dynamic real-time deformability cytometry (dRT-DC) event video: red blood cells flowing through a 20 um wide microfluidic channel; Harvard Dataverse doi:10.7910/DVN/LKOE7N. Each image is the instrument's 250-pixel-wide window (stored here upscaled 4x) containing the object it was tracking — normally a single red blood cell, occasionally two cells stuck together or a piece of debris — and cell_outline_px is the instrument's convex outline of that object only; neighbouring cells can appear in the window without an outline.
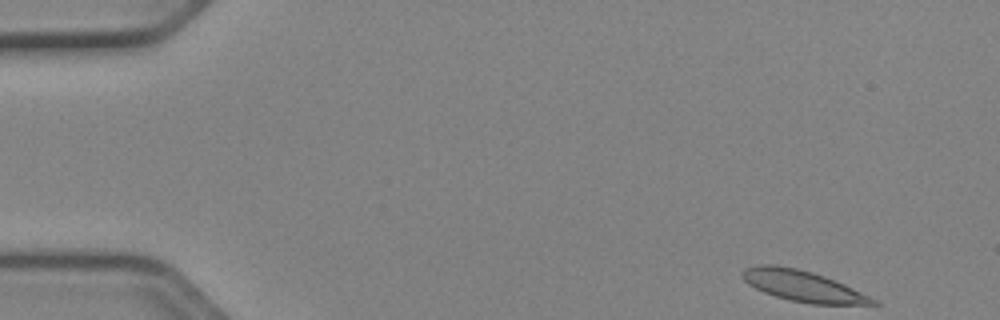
{"species": "Egyptian fruit bat (a non-hibernating species)", "species_latin": "Rousettus aegyptiacus", "temperature_condition": "cold", "stored_images_in_passage": 49, "camera_frame_rate_fps": 3000, "um_per_image_px": 0.085, "animal": {"sex": "female"}, "frame": {"image": 1, "passage_image": 1, "time_ms": 0.0, "image_size_px": [1000, 320], "cell_outline_px": [[880, 304], [812, 304], [792, 300], [776, 296], [764, 292], [748, 284], [740, 276], [740, 272], [744, 268], [756, 264], [776, 264], [796, 268], [812, 272], [836, 280], [876, 300]], "centroid_in_image_um": [68.16, 24.28], "position_along_channel_um": 16.8, "area_um2": 23.35}}
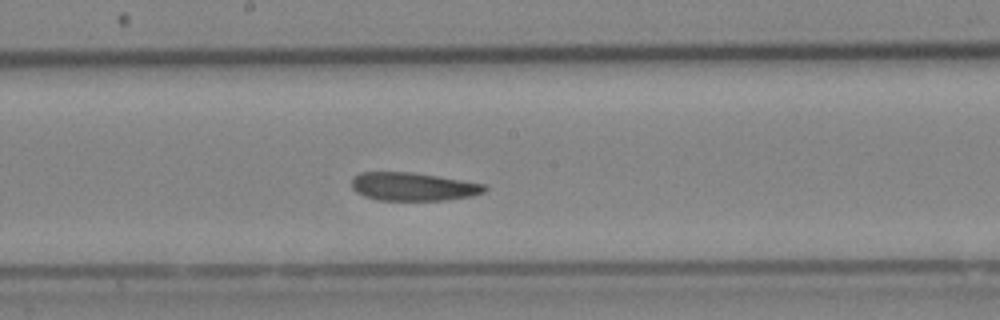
{"frame": {"image": 2, "passage_image": 25, "time_ms": 8.0, "image_size_px": [1000, 320], "cell_outline_px": [[488, 188], [484, 192], [472, 196], [444, 200], [376, 200], [364, 196], [356, 192], [352, 188], [352, 176], [360, 172], [412, 172], [484, 184]], "centroid_in_image_um": [35.07, 15.86], "position_along_channel_um": 213.1, "area_um2": 21.85}}
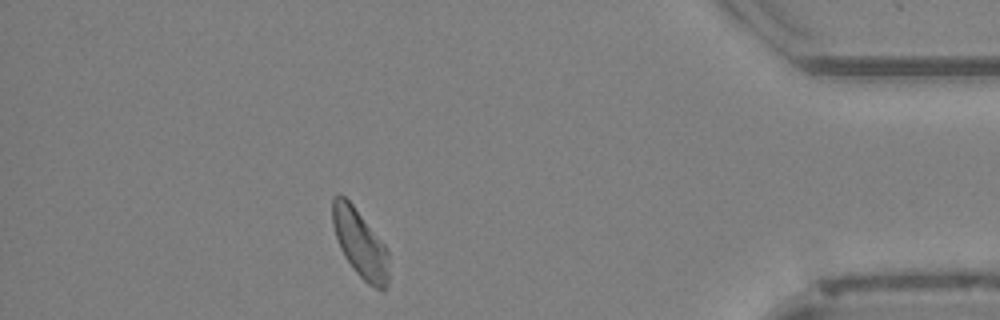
{"frame": {"image": 3, "passage_image": 43, "time_ms": 14.0, "image_size_px": [1000, 320], "cell_outline_px": [[388, 284], [384, 292], [380, 292], [368, 284], [356, 272], [344, 256], [340, 248], [332, 224], [332, 200], [340, 192], [352, 204], [384, 244], [388, 252]], "centroid_in_image_um": [30.61, 20.73], "position_along_channel_um": 404.6, "area_um2": 22.2}, "authors_computed_cell_mechanics": {"area_um2": 22.831, "velocity_mm_per_s": 3.9014, "shape_relaxation_time_tau1_ms": 4.4814, "shape_relaxation_time_tau2_ms": 3.4551, "deformation_change_tau1": 0.1241, "deformation_change_tau2": 0.1127}}